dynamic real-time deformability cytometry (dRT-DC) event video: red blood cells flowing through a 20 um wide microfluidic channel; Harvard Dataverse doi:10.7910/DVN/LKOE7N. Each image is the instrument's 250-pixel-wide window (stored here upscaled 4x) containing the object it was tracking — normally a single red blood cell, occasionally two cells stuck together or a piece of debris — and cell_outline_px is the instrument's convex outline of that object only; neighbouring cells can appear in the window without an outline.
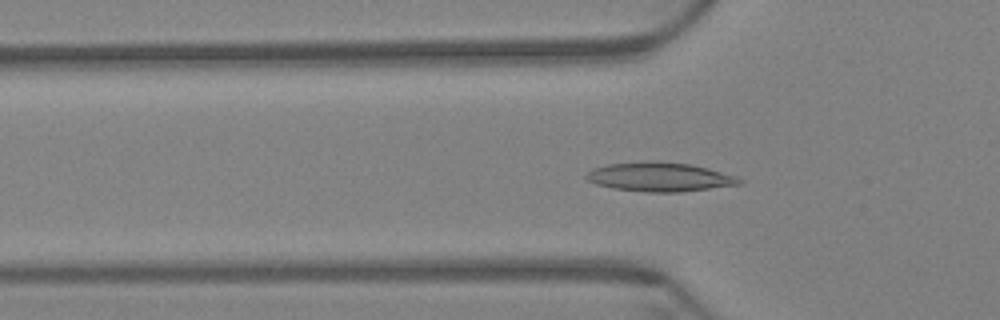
{"species": "Egyptian fruit bat (a non-hibernating species)", "species_latin": "Rousettus aegyptiacus", "temperature_condition": "warm", "stored_images_in_passage": 60, "camera_frame_rate_fps": 3000, "um_per_image_px": 0.085, "animal": {"sex": "female"}, "frame": {"image": 1, "passage_image": 20, "time_ms": 6.333, "image_size_px": [1000, 320], "cell_outline_px": [[744, 184], [680, 192], [648, 192], [612, 188], [596, 184], [588, 180], [584, 176], [592, 168], [608, 164], [652, 160], [660, 160], [692, 164], [708, 168], [736, 176], [744, 180]], "centroid_in_image_um": [56.1, 15.03], "position_along_channel_um": 69.7, "area_um2": 26.3}}
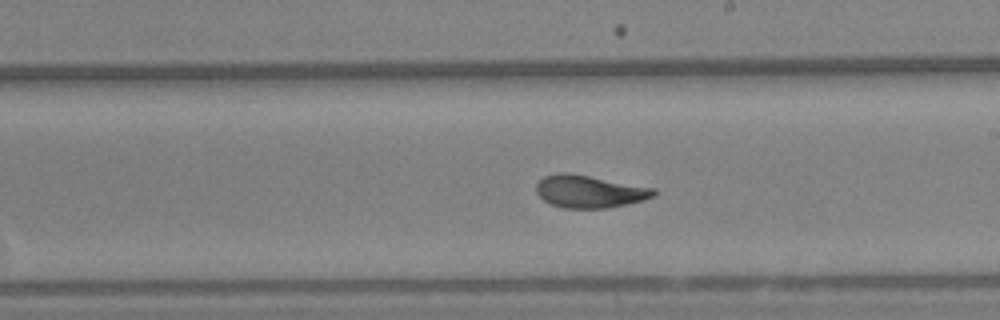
{"frame": {"image": 2, "passage_image": 35, "time_ms": 11.333, "image_size_px": [1000, 320], "cell_outline_px": [[656, 196], [644, 200], [608, 208], [564, 208], [552, 204], [544, 200], [536, 192], [536, 184], [544, 176], [560, 172], [572, 172], [656, 188]], "centroid_in_image_um": [50.13, 16.26], "position_along_channel_um": 238.9, "area_um2": 22.54}}
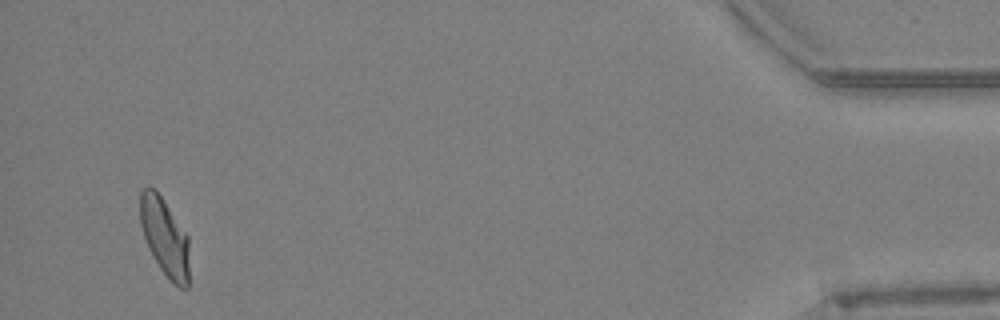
{"frame": {"image": 3, "passage_image": 58, "time_ms": 19.0, "image_size_px": [1000, 320], "cell_outline_px": [[188, 288], [180, 288], [160, 268], [148, 248], [140, 224], [140, 192], [144, 188], [156, 188], [188, 236]], "centroid_in_image_um": [13.99, 20.11], "position_along_channel_um": 421.2, "area_um2": 22.02}, "authors_computed_cell_mechanics": {"area_um2": 22.6287, "velocity_mm_per_s": 3.3948, "shape_relaxation_time_tau1_ms": 6.2599, "shape_relaxation_time_tau2_ms": 1.452, "deformation_change_tau1": 0.194, "deformation_change_tau2": 0.0659}}